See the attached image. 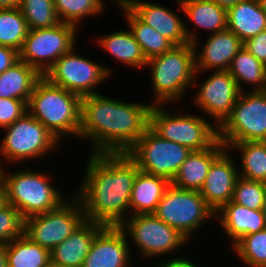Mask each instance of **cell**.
Listing matches in <instances>:
<instances>
[{
	"label": "cell",
	"instance_id": "6da1fadb",
	"mask_svg": "<svg viewBox=\"0 0 266 267\" xmlns=\"http://www.w3.org/2000/svg\"><path fill=\"white\" fill-rule=\"evenodd\" d=\"M85 171L73 194L86 220L119 226L130 216L136 163L126 153H88Z\"/></svg>",
	"mask_w": 266,
	"mask_h": 267
},
{
	"label": "cell",
	"instance_id": "7a4b0ae2",
	"mask_svg": "<svg viewBox=\"0 0 266 267\" xmlns=\"http://www.w3.org/2000/svg\"><path fill=\"white\" fill-rule=\"evenodd\" d=\"M107 96L81 97L78 139L91 142L89 153H126L149 128L153 105Z\"/></svg>",
	"mask_w": 266,
	"mask_h": 267
},
{
	"label": "cell",
	"instance_id": "3957f363",
	"mask_svg": "<svg viewBox=\"0 0 266 267\" xmlns=\"http://www.w3.org/2000/svg\"><path fill=\"white\" fill-rule=\"evenodd\" d=\"M27 112L62 144L80 131L81 97L41 77L27 103ZM69 138V139H68Z\"/></svg>",
	"mask_w": 266,
	"mask_h": 267
},
{
	"label": "cell",
	"instance_id": "277c9868",
	"mask_svg": "<svg viewBox=\"0 0 266 267\" xmlns=\"http://www.w3.org/2000/svg\"><path fill=\"white\" fill-rule=\"evenodd\" d=\"M154 105L181 103L193 88L196 73L193 44L174 45L167 52L147 60ZM185 95V96H184ZM180 101V102H179Z\"/></svg>",
	"mask_w": 266,
	"mask_h": 267
},
{
	"label": "cell",
	"instance_id": "5b68a950",
	"mask_svg": "<svg viewBox=\"0 0 266 267\" xmlns=\"http://www.w3.org/2000/svg\"><path fill=\"white\" fill-rule=\"evenodd\" d=\"M6 170V167H1L6 203L14 206L24 219L53 210L69 197L54 185L55 178L48 171L39 172L32 167L12 173Z\"/></svg>",
	"mask_w": 266,
	"mask_h": 267
},
{
	"label": "cell",
	"instance_id": "8992f818",
	"mask_svg": "<svg viewBox=\"0 0 266 267\" xmlns=\"http://www.w3.org/2000/svg\"><path fill=\"white\" fill-rule=\"evenodd\" d=\"M4 137L0 142V165L25 164L41 161L45 156L62 149L61 143L52 133L28 112L13 124L1 129ZM54 151V152H53ZM22 162V163H21ZM4 165H3V164Z\"/></svg>",
	"mask_w": 266,
	"mask_h": 267
},
{
	"label": "cell",
	"instance_id": "52a82bcc",
	"mask_svg": "<svg viewBox=\"0 0 266 267\" xmlns=\"http://www.w3.org/2000/svg\"><path fill=\"white\" fill-rule=\"evenodd\" d=\"M167 108V105H154L150 110L149 127L161 138L191 151L208 149L218 140V128L207 117Z\"/></svg>",
	"mask_w": 266,
	"mask_h": 267
},
{
	"label": "cell",
	"instance_id": "ba28073f",
	"mask_svg": "<svg viewBox=\"0 0 266 267\" xmlns=\"http://www.w3.org/2000/svg\"><path fill=\"white\" fill-rule=\"evenodd\" d=\"M119 227L127 236L132 256L134 255L133 248L135 247L138 249V255L142 257V260L143 258L144 260L152 261L153 258L155 260L157 257L158 259L162 257L164 259L165 257H180L182 254L176 256L173 254L189 244V241L182 234L158 219L154 214L129 216ZM131 246L134 247L131 248ZM168 255H172V257Z\"/></svg>",
	"mask_w": 266,
	"mask_h": 267
},
{
	"label": "cell",
	"instance_id": "9c48e42d",
	"mask_svg": "<svg viewBox=\"0 0 266 267\" xmlns=\"http://www.w3.org/2000/svg\"><path fill=\"white\" fill-rule=\"evenodd\" d=\"M154 215L175 228L189 243L205 224L210 223L209 220L215 221V212L199 191L177 188L172 184L165 190Z\"/></svg>",
	"mask_w": 266,
	"mask_h": 267
},
{
	"label": "cell",
	"instance_id": "30bf717a",
	"mask_svg": "<svg viewBox=\"0 0 266 267\" xmlns=\"http://www.w3.org/2000/svg\"><path fill=\"white\" fill-rule=\"evenodd\" d=\"M77 47L75 45L62 55L43 77L80 97L101 93L97 89L111 78L114 71L107 65L94 61L90 56L87 58L79 54Z\"/></svg>",
	"mask_w": 266,
	"mask_h": 267
},
{
	"label": "cell",
	"instance_id": "8fae6325",
	"mask_svg": "<svg viewBox=\"0 0 266 267\" xmlns=\"http://www.w3.org/2000/svg\"><path fill=\"white\" fill-rule=\"evenodd\" d=\"M218 139L223 145L266 142V94L241 92L231 114L218 127Z\"/></svg>",
	"mask_w": 266,
	"mask_h": 267
},
{
	"label": "cell",
	"instance_id": "7c38bea8",
	"mask_svg": "<svg viewBox=\"0 0 266 267\" xmlns=\"http://www.w3.org/2000/svg\"><path fill=\"white\" fill-rule=\"evenodd\" d=\"M191 152L186 146L161 138L149 127L126 154L140 171L171 183Z\"/></svg>",
	"mask_w": 266,
	"mask_h": 267
},
{
	"label": "cell",
	"instance_id": "4fadbf2b",
	"mask_svg": "<svg viewBox=\"0 0 266 267\" xmlns=\"http://www.w3.org/2000/svg\"><path fill=\"white\" fill-rule=\"evenodd\" d=\"M78 33L76 26L63 22L51 28L29 29L19 60L43 76L62 55L78 45Z\"/></svg>",
	"mask_w": 266,
	"mask_h": 267
},
{
	"label": "cell",
	"instance_id": "5bb4252c",
	"mask_svg": "<svg viewBox=\"0 0 266 267\" xmlns=\"http://www.w3.org/2000/svg\"><path fill=\"white\" fill-rule=\"evenodd\" d=\"M57 208L25 219L24 234L51 251L86 219L79 199L70 194Z\"/></svg>",
	"mask_w": 266,
	"mask_h": 267
},
{
	"label": "cell",
	"instance_id": "9a60e30c",
	"mask_svg": "<svg viewBox=\"0 0 266 267\" xmlns=\"http://www.w3.org/2000/svg\"><path fill=\"white\" fill-rule=\"evenodd\" d=\"M206 72L209 75L202 82L200 72L195 73L192 90L195 86L197 92H193L192 106L195 105L202 115L206 113L204 116L208 115L206 117L218 128L231 114L241 91L228 70Z\"/></svg>",
	"mask_w": 266,
	"mask_h": 267
},
{
	"label": "cell",
	"instance_id": "2e32d148",
	"mask_svg": "<svg viewBox=\"0 0 266 267\" xmlns=\"http://www.w3.org/2000/svg\"><path fill=\"white\" fill-rule=\"evenodd\" d=\"M124 2L143 22L150 25L174 45L189 43L185 32L184 13L180 0H174L176 10L167 6L145 0H116ZM174 9V10H172ZM180 12V14H178Z\"/></svg>",
	"mask_w": 266,
	"mask_h": 267
},
{
	"label": "cell",
	"instance_id": "e0dca14e",
	"mask_svg": "<svg viewBox=\"0 0 266 267\" xmlns=\"http://www.w3.org/2000/svg\"><path fill=\"white\" fill-rule=\"evenodd\" d=\"M125 232L104 226L95 236L82 267H133L135 263Z\"/></svg>",
	"mask_w": 266,
	"mask_h": 267
},
{
	"label": "cell",
	"instance_id": "ac0fdd59",
	"mask_svg": "<svg viewBox=\"0 0 266 267\" xmlns=\"http://www.w3.org/2000/svg\"><path fill=\"white\" fill-rule=\"evenodd\" d=\"M228 148L212 162L202 188L199 190L207 205L216 213L232 200L234 186L239 177L238 163Z\"/></svg>",
	"mask_w": 266,
	"mask_h": 267
},
{
	"label": "cell",
	"instance_id": "d6986e66",
	"mask_svg": "<svg viewBox=\"0 0 266 267\" xmlns=\"http://www.w3.org/2000/svg\"><path fill=\"white\" fill-rule=\"evenodd\" d=\"M199 37L192 44L195 52V69L201 75L206 71L228 70L234 56L243 47L240 38L229 29L206 36L204 43L201 36Z\"/></svg>",
	"mask_w": 266,
	"mask_h": 267
},
{
	"label": "cell",
	"instance_id": "ffe728a7",
	"mask_svg": "<svg viewBox=\"0 0 266 267\" xmlns=\"http://www.w3.org/2000/svg\"><path fill=\"white\" fill-rule=\"evenodd\" d=\"M216 226H220L232 248L243 236L266 229L263 210H252L232 200L215 213ZM219 223V225H218Z\"/></svg>",
	"mask_w": 266,
	"mask_h": 267
},
{
	"label": "cell",
	"instance_id": "44dd1931",
	"mask_svg": "<svg viewBox=\"0 0 266 267\" xmlns=\"http://www.w3.org/2000/svg\"><path fill=\"white\" fill-rule=\"evenodd\" d=\"M180 3L184 18H187L194 26V28H190L189 24L185 22V32L189 43L192 44L199 38L196 32L204 31L210 35L227 29V10L213 1L180 0Z\"/></svg>",
	"mask_w": 266,
	"mask_h": 267
},
{
	"label": "cell",
	"instance_id": "7402d4cb",
	"mask_svg": "<svg viewBox=\"0 0 266 267\" xmlns=\"http://www.w3.org/2000/svg\"><path fill=\"white\" fill-rule=\"evenodd\" d=\"M103 227L101 223L85 220L68 238L50 251L51 264L82 267L96 234Z\"/></svg>",
	"mask_w": 266,
	"mask_h": 267
},
{
	"label": "cell",
	"instance_id": "603a6c76",
	"mask_svg": "<svg viewBox=\"0 0 266 267\" xmlns=\"http://www.w3.org/2000/svg\"><path fill=\"white\" fill-rule=\"evenodd\" d=\"M225 148L218 139L208 149L192 151L180 166L171 184L177 188L199 191L205 182L213 160Z\"/></svg>",
	"mask_w": 266,
	"mask_h": 267
},
{
	"label": "cell",
	"instance_id": "cb8c5ba5",
	"mask_svg": "<svg viewBox=\"0 0 266 267\" xmlns=\"http://www.w3.org/2000/svg\"><path fill=\"white\" fill-rule=\"evenodd\" d=\"M94 44L128 68L146 70L147 60L129 28L95 36Z\"/></svg>",
	"mask_w": 266,
	"mask_h": 267
},
{
	"label": "cell",
	"instance_id": "d4e9b609",
	"mask_svg": "<svg viewBox=\"0 0 266 267\" xmlns=\"http://www.w3.org/2000/svg\"><path fill=\"white\" fill-rule=\"evenodd\" d=\"M117 5L125 17L124 23L132 32L136 42L140 45L146 60L161 55L170 50L174 44L157 32L150 25L143 22L124 2L111 0Z\"/></svg>",
	"mask_w": 266,
	"mask_h": 267
},
{
	"label": "cell",
	"instance_id": "484cf974",
	"mask_svg": "<svg viewBox=\"0 0 266 267\" xmlns=\"http://www.w3.org/2000/svg\"><path fill=\"white\" fill-rule=\"evenodd\" d=\"M171 183L165 178L138 171L130 198V216L154 214Z\"/></svg>",
	"mask_w": 266,
	"mask_h": 267
},
{
	"label": "cell",
	"instance_id": "4316f807",
	"mask_svg": "<svg viewBox=\"0 0 266 267\" xmlns=\"http://www.w3.org/2000/svg\"><path fill=\"white\" fill-rule=\"evenodd\" d=\"M227 29L244 43L266 30V14L260 3L243 0L227 10Z\"/></svg>",
	"mask_w": 266,
	"mask_h": 267
},
{
	"label": "cell",
	"instance_id": "83f0119b",
	"mask_svg": "<svg viewBox=\"0 0 266 267\" xmlns=\"http://www.w3.org/2000/svg\"><path fill=\"white\" fill-rule=\"evenodd\" d=\"M41 77L35 68L19 60L0 74V98L28 103L35 84Z\"/></svg>",
	"mask_w": 266,
	"mask_h": 267
},
{
	"label": "cell",
	"instance_id": "f1b7e54d",
	"mask_svg": "<svg viewBox=\"0 0 266 267\" xmlns=\"http://www.w3.org/2000/svg\"><path fill=\"white\" fill-rule=\"evenodd\" d=\"M228 72L236 80L241 92L263 91L266 83V65L257 60L244 46L234 56Z\"/></svg>",
	"mask_w": 266,
	"mask_h": 267
},
{
	"label": "cell",
	"instance_id": "f546056e",
	"mask_svg": "<svg viewBox=\"0 0 266 267\" xmlns=\"http://www.w3.org/2000/svg\"><path fill=\"white\" fill-rule=\"evenodd\" d=\"M224 146L230 152L240 154L236 160L240 161L237 165L240 177L266 182V142H241Z\"/></svg>",
	"mask_w": 266,
	"mask_h": 267
},
{
	"label": "cell",
	"instance_id": "4dcf8cb0",
	"mask_svg": "<svg viewBox=\"0 0 266 267\" xmlns=\"http://www.w3.org/2000/svg\"><path fill=\"white\" fill-rule=\"evenodd\" d=\"M7 267H49L50 251L25 234L6 244Z\"/></svg>",
	"mask_w": 266,
	"mask_h": 267
},
{
	"label": "cell",
	"instance_id": "1f68e13d",
	"mask_svg": "<svg viewBox=\"0 0 266 267\" xmlns=\"http://www.w3.org/2000/svg\"><path fill=\"white\" fill-rule=\"evenodd\" d=\"M106 0H53L61 22L76 26L79 30L85 19L104 15ZM103 13V14H102ZM83 21V22H82Z\"/></svg>",
	"mask_w": 266,
	"mask_h": 267
},
{
	"label": "cell",
	"instance_id": "d6a6232c",
	"mask_svg": "<svg viewBox=\"0 0 266 267\" xmlns=\"http://www.w3.org/2000/svg\"><path fill=\"white\" fill-rule=\"evenodd\" d=\"M29 27L21 10L0 9V45L21 50Z\"/></svg>",
	"mask_w": 266,
	"mask_h": 267
},
{
	"label": "cell",
	"instance_id": "836d02e7",
	"mask_svg": "<svg viewBox=\"0 0 266 267\" xmlns=\"http://www.w3.org/2000/svg\"><path fill=\"white\" fill-rule=\"evenodd\" d=\"M232 252L246 267H266V229L243 236Z\"/></svg>",
	"mask_w": 266,
	"mask_h": 267
},
{
	"label": "cell",
	"instance_id": "e575fe53",
	"mask_svg": "<svg viewBox=\"0 0 266 267\" xmlns=\"http://www.w3.org/2000/svg\"><path fill=\"white\" fill-rule=\"evenodd\" d=\"M19 9L29 29L51 28L61 23L53 0H20Z\"/></svg>",
	"mask_w": 266,
	"mask_h": 267
},
{
	"label": "cell",
	"instance_id": "d590c367",
	"mask_svg": "<svg viewBox=\"0 0 266 267\" xmlns=\"http://www.w3.org/2000/svg\"><path fill=\"white\" fill-rule=\"evenodd\" d=\"M266 197V182L238 177L232 201L252 210H263Z\"/></svg>",
	"mask_w": 266,
	"mask_h": 267
},
{
	"label": "cell",
	"instance_id": "8d00e7d4",
	"mask_svg": "<svg viewBox=\"0 0 266 267\" xmlns=\"http://www.w3.org/2000/svg\"><path fill=\"white\" fill-rule=\"evenodd\" d=\"M25 219L11 204L6 203L0 208V243L10 241L24 234Z\"/></svg>",
	"mask_w": 266,
	"mask_h": 267
},
{
	"label": "cell",
	"instance_id": "74e56055",
	"mask_svg": "<svg viewBox=\"0 0 266 267\" xmlns=\"http://www.w3.org/2000/svg\"><path fill=\"white\" fill-rule=\"evenodd\" d=\"M27 113V103L22 100L0 98V129H3Z\"/></svg>",
	"mask_w": 266,
	"mask_h": 267
},
{
	"label": "cell",
	"instance_id": "f35d334b",
	"mask_svg": "<svg viewBox=\"0 0 266 267\" xmlns=\"http://www.w3.org/2000/svg\"><path fill=\"white\" fill-rule=\"evenodd\" d=\"M243 46L259 61L266 65V30L247 39Z\"/></svg>",
	"mask_w": 266,
	"mask_h": 267
},
{
	"label": "cell",
	"instance_id": "ab89813d",
	"mask_svg": "<svg viewBox=\"0 0 266 267\" xmlns=\"http://www.w3.org/2000/svg\"><path fill=\"white\" fill-rule=\"evenodd\" d=\"M167 259V260H166ZM198 259L196 261H192V259L185 257L184 255L176 258H165V259H160V261L157 259L155 263L153 262L154 267H200L199 264L197 263ZM158 262V263H157ZM151 266V267H153ZM149 267V266H148Z\"/></svg>",
	"mask_w": 266,
	"mask_h": 267
},
{
	"label": "cell",
	"instance_id": "60d3db41",
	"mask_svg": "<svg viewBox=\"0 0 266 267\" xmlns=\"http://www.w3.org/2000/svg\"><path fill=\"white\" fill-rule=\"evenodd\" d=\"M19 61V52L0 45V74Z\"/></svg>",
	"mask_w": 266,
	"mask_h": 267
},
{
	"label": "cell",
	"instance_id": "b9f144b4",
	"mask_svg": "<svg viewBox=\"0 0 266 267\" xmlns=\"http://www.w3.org/2000/svg\"><path fill=\"white\" fill-rule=\"evenodd\" d=\"M19 5L20 0H0V9H17Z\"/></svg>",
	"mask_w": 266,
	"mask_h": 267
},
{
	"label": "cell",
	"instance_id": "7bdbcfd3",
	"mask_svg": "<svg viewBox=\"0 0 266 267\" xmlns=\"http://www.w3.org/2000/svg\"><path fill=\"white\" fill-rule=\"evenodd\" d=\"M216 3L218 6L228 10L229 8L233 7L234 5L238 4L243 0H211Z\"/></svg>",
	"mask_w": 266,
	"mask_h": 267
},
{
	"label": "cell",
	"instance_id": "ee69618b",
	"mask_svg": "<svg viewBox=\"0 0 266 267\" xmlns=\"http://www.w3.org/2000/svg\"><path fill=\"white\" fill-rule=\"evenodd\" d=\"M6 204V187L3 178L0 176V208Z\"/></svg>",
	"mask_w": 266,
	"mask_h": 267
},
{
	"label": "cell",
	"instance_id": "f6af8a7d",
	"mask_svg": "<svg viewBox=\"0 0 266 267\" xmlns=\"http://www.w3.org/2000/svg\"><path fill=\"white\" fill-rule=\"evenodd\" d=\"M0 267H7L6 244L0 243Z\"/></svg>",
	"mask_w": 266,
	"mask_h": 267
},
{
	"label": "cell",
	"instance_id": "bcb514c9",
	"mask_svg": "<svg viewBox=\"0 0 266 267\" xmlns=\"http://www.w3.org/2000/svg\"><path fill=\"white\" fill-rule=\"evenodd\" d=\"M260 5H261L263 11H264L265 14H266V0H262V1L260 2Z\"/></svg>",
	"mask_w": 266,
	"mask_h": 267
},
{
	"label": "cell",
	"instance_id": "7dc6e473",
	"mask_svg": "<svg viewBox=\"0 0 266 267\" xmlns=\"http://www.w3.org/2000/svg\"><path fill=\"white\" fill-rule=\"evenodd\" d=\"M263 213H264L265 223H266V197H265V202H264V206H263Z\"/></svg>",
	"mask_w": 266,
	"mask_h": 267
},
{
	"label": "cell",
	"instance_id": "c3c4849f",
	"mask_svg": "<svg viewBox=\"0 0 266 267\" xmlns=\"http://www.w3.org/2000/svg\"><path fill=\"white\" fill-rule=\"evenodd\" d=\"M49 267H69V266H61V265H58V264H51Z\"/></svg>",
	"mask_w": 266,
	"mask_h": 267
},
{
	"label": "cell",
	"instance_id": "681fc988",
	"mask_svg": "<svg viewBox=\"0 0 266 267\" xmlns=\"http://www.w3.org/2000/svg\"><path fill=\"white\" fill-rule=\"evenodd\" d=\"M248 1H253V2H258V3H260L262 0H248Z\"/></svg>",
	"mask_w": 266,
	"mask_h": 267
},
{
	"label": "cell",
	"instance_id": "f907efd6",
	"mask_svg": "<svg viewBox=\"0 0 266 267\" xmlns=\"http://www.w3.org/2000/svg\"><path fill=\"white\" fill-rule=\"evenodd\" d=\"M263 92L266 94V83H265V88L263 89Z\"/></svg>",
	"mask_w": 266,
	"mask_h": 267
}]
</instances>
